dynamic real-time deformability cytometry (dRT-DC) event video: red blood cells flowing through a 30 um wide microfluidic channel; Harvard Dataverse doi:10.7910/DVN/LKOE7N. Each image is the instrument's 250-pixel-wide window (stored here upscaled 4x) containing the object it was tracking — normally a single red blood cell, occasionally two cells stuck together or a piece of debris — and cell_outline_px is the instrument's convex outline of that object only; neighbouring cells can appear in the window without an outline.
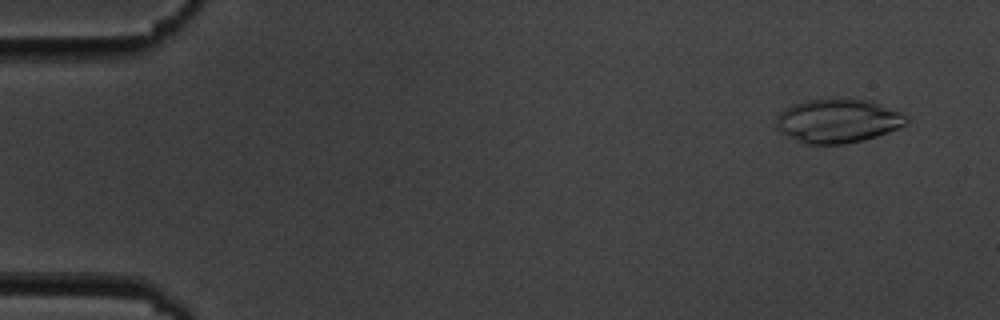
{"species": "common noctule bat (a hibernating species)", "species_latin": "Nyctalus noctula", "temperature_condition": "cold", "stored_images_in_passage": 5, "camera_frame_rate_fps": 3000, "um_per_image_px": 0.085, "animal": {"sex": "male", "body_mass_g": 19.5, "forearm_length_mm": 54.6}, "frame": {"image": 1, "passage_image": 2, "time_ms": 1.0, "image_size_px": [1000, 320], "cell_outline_px": [[908, 124], [888, 132], [876, 136], [844, 144], [804, 144], [780, 132], [776, 128], [776, 120], [780, 112], [784, 108], [792, 104], [804, 100], [868, 100], [900, 112], [908, 116]], "centroid_in_image_um": [71.19, 10.29], "position_along_channel_um": 13.8, "area_um2": 32.95}}